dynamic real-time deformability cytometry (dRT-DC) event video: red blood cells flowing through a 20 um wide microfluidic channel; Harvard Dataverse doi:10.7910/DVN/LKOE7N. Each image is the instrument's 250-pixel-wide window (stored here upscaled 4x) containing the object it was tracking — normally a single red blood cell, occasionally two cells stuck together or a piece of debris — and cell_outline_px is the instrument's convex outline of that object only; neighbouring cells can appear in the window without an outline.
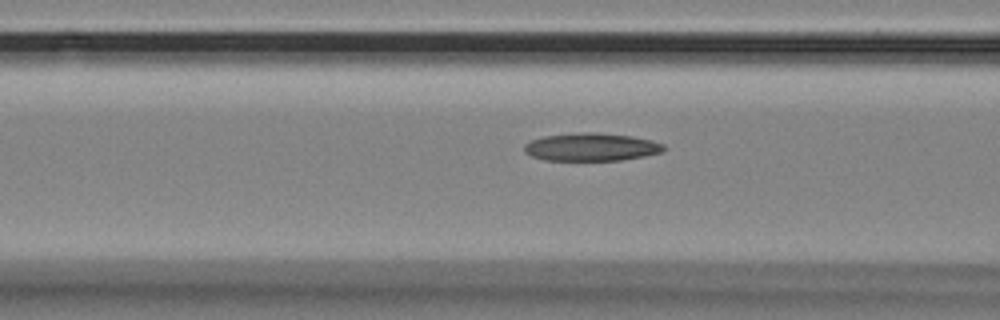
{"species": "Egyptian fruit bat (a non-hibernating species)", "species_latin": "Rousettus aegyptiacus", "temperature_condition": "room temperature", "stored_images_in_passage": 12, "camera_frame_rate_fps": 3000, "um_per_image_px": 0.085, "animal": {"sex": "female"}, "frame": {"image": 1, "passage_image": 10, "time_ms": 3.0, "image_size_px": [1000, 320], "cell_outline_px": [[668, 148], [664, 152], [644, 156], [620, 160], [544, 160], [532, 156], [524, 152], [524, 144], [532, 140], [544, 136], [584, 132], [592, 132], [632, 136], [652, 140], [664, 144]], "centroid_in_image_um": [50.3, 12.5], "position_along_channel_um": 116.3, "area_um2": 22.72}}